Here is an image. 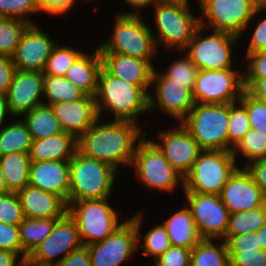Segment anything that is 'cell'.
I'll return each instance as SVG.
<instances>
[{
  "mask_svg": "<svg viewBox=\"0 0 266 266\" xmlns=\"http://www.w3.org/2000/svg\"><path fill=\"white\" fill-rule=\"evenodd\" d=\"M56 266H92L88 247L83 245L73 250Z\"/></svg>",
  "mask_w": 266,
  "mask_h": 266,
  "instance_id": "53",
  "label": "cell"
},
{
  "mask_svg": "<svg viewBox=\"0 0 266 266\" xmlns=\"http://www.w3.org/2000/svg\"><path fill=\"white\" fill-rule=\"evenodd\" d=\"M110 198L68 202V214L75 220L84 246L103 241L125 221H121Z\"/></svg>",
  "mask_w": 266,
  "mask_h": 266,
  "instance_id": "7",
  "label": "cell"
},
{
  "mask_svg": "<svg viewBox=\"0 0 266 266\" xmlns=\"http://www.w3.org/2000/svg\"><path fill=\"white\" fill-rule=\"evenodd\" d=\"M227 251H249L260 249L259 233L248 232L239 236H231L225 241Z\"/></svg>",
  "mask_w": 266,
  "mask_h": 266,
  "instance_id": "49",
  "label": "cell"
},
{
  "mask_svg": "<svg viewBox=\"0 0 266 266\" xmlns=\"http://www.w3.org/2000/svg\"><path fill=\"white\" fill-rule=\"evenodd\" d=\"M69 167V201L111 198L120 177L112 166L76 150L69 160Z\"/></svg>",
  "mask_w": 266,
  "mask_h": 266,
  "instance_id": "5",
  "label": "cell"
},
{
  "mask_svg": "<svg viewBox=\"0 0 266 266\" xmlns=\"http://www.w3.org/2000/svg\"><path fill=\"white\" fill-rule=\"evenodd\" d=\"M266 223V203L255 209L231 213L225 237L239 236L248 232H256Z\"/></svg>",
  "mask_w": 266,
  "mask_h": 266,
  "instance_id": "35",
  "label": "cell"
},
{
  "mask_svg": "<svg viewBox=\"0 0 266 266\" xmlns=\"http://www.w3.org/2000/svg\"><path fill=\"white\" fill-rule=\"evenodd\" d=\"M244 91L252 98L266 102V78L244 79Z\"/></svg>",
  "mask_w": 266,
  "mask_h": 266,
  "instance_id": "54",
  "label": "cell"
},
{
  "mask_svg": "<svg viewBox=\"0 0 266 266\" xmlns=\"http://www.w3.org/2000/svg\"><path fill=\"white\" fill-rule=\"evenodd\" d=\"M181 58L176 57L175 60L171 61L169 63L170 65H167L166 69L162 70L159 69L160 72L167 78L171 79L174 82L184 84L185 87L189 88L191 91L194 88L197 73L199 69L197 66L186 56V54L182 52ZM162 70V71H161Z\"/></svg>",
  "mask_w": 266,
  "mask_h": 266,
  "instance_id": "38",
  "label": "cell"
},
{
  "mask_svg": "<svg viewBox=\"0 0 266 266\" xmlns=\"http://www.w3.org/2000/svg\"><path fill=\"white\" fill-rule=\"evenodd\" d=\"M31 158L25 153L0 156V167L9 192H18L29 183Z\"/></svg>",
  "mask_w": 266,
  "mask_h": 266,
  "instance_id": "31",
  "label": "cell"
},
{
  "mask_svg": "<svg viewBox=\"0 0 266 266\" xmlns=\"http://www.w3.org/2000/svg\"><path fill=\"white\" fill-rule=\"evenodd\" d=\"M206 30L201 26L197 29L193 39L183 50L186 56L199 70L236 69L232 53L235 52L234 46L242 39L226 32Z\"/></svg>",
  "mask_w": 266,
  "mask_h": 266,
  "instance_id": "11",
  "label": "cell"
},
{
  "mask_svg": "<svg viewBox=\"0 0 266 266\" xmlns=\"http://www.w3.org/2000/svg\"><path fill=\"white\" fill-rule=\"evenodd\" d=\"M217 241L202 239L191 251L190 266H230L224 240Z\"/></svg>",
  "mask_w": 266,
  "mask_h": 266,
  "instance_id": "33",
  "label": "cell"
},
{
  "mask_svg": "<svg viewBox=\"0 0 266 266\" xmlns=\"http://www.w3.org/2000/svg\"><path fill=\"white\" fill-rule=\"evenodd\" d=\"M176 123L172 128L159 130L157 140L155 136L151 140L170 165L185 177L203 149L181 123Z\"/></svg>",
  "mask_w": 266,
  "mask_h": 266,
  "instance_id": "17",
  "label": "cell"
},
{
  "mask_svg": "<svg viewBox=\"0 0 266 266\" xmlns=\"http://www.w3.org/2000/svg\"><path fill=\"white\" fill-rule=\"evenodd\" d=\"M87 247L92 266H122L139 251L136 226L126 219L110 236Z\"/></svg>",
  "mask_w": 266,
  "mask_h": 266,
  "instance_id": "14",
  "label": "cell"
},
{
  "mask_svg": "<svg viewBox=\"0 0 266 266\" xmlns=\"http://www.w3.org/2000/svg\"><path fill=\"white\" fill-rule=\"evenodd\" d=\"M88 1H89V2H92L93 0H85L86 4L88 3Z\"/></svg>",
  "mask_w": 266,
  "mask_h": 266,
  "instance_id": "61",
  "label": "cell"
},
{
  "mask_svg": "<svg viewBox=\"0 0 266 266\" xmlns=\"http://www.w3.org/2000/svg\"><path fill=\"white\" fill-rule=\"evenodd\" d=\"M24 220L20 199L16 192L0 195V222L19 225Z\"/></svg>",
  "mask_w": 266,
  "mask_h": 266,
  "instance_id": "43",
  "label": "cell"
},
{
  "mask_svg": "<svg viewBox=\"0 0 266 266\" xmlns=\"http://www.w3.org/2000/svg\"><path fill=\"white\" fill-rule=\"evenodd\" d=\"M77 150V139L62 132L48 138L32 140L31 161H69Z\"/></svg>",
  "mask_w": 266,
  "mask_h": 266,
  "instance_id": "26",
  "label": "cell"
},
{
  "mask_svg": "<svg viewBox=\"0 0 266 266\" xmlns=\"http://www.w3.org/2000/svg\"><path fill=\"white\" fill-rule=\"evenodd\" d=\"M86 94L62 76L44 75L43 104L70 102L81 99Z\"/></svg>",
  "mask_w": 266,
  "mask_h": 266,
  "instance_id": "34",
  "label": "cell"
},
{
  "mask_svg": "<svg viewBox=\"0 0 266 266\" xmlns=\"http://www.w3.org/2000/svg\"><path fill=\"white\" fill-rule=\"evenodd\" d=\"M38 14L36 0H0V17L22 20L29 25L36 24L31 15Z\"/></svg>",
  "mask_w": 266,
  "mask_h": 266,
  "instance_id": "41",
  "label": "cell"
},
{
  "mask_svg": "<svg viewBox=\"0 0 266 266\" xmlns=\"http://www.w3.org/2000/svg\"><path fill=\"white\" fill-rule=\"evenodd\" d=\"M243 59L246 68V72L243 71L244 79L266 78V50L245 54Z\"/></svg>",
  "mask_w": 266,
  "mask_h": 266,
  "instance_id": "46",
  "label": "cell"
},
{
  "mask_svg": "<svg viewBox=\"0 0 266 266\" xmlns=\"http://www.w3.org/2000/svg\"><path fill=\"white\" fill-rule=\"evenodd\" d=\"M15 70L12 58L0 55V94L7 95Z\"/></svg>",
  "mask_w": 266,
  "mask_h": 266,
  "instance_id": "52",
  "label": "cell"
},
{
  "mask_svg": "<svg viewBox=\"0 0 266 266\" xmlns=\"http://www.w3.org/2000/svg\"><path fill=\"white\" fill-rule=\"evenodd\" d=\"M81 49L70 47L69 45H60L58 42L53 47L51 55L49 56L44 75L62 76L64 77L68 69L74 61L83 53Z\"/></svg>",
  "mask_w": 266,
  "mask_h": 266,
  "instance_id": "37",
  "label": "cell"
},
{
  "mask_svg": "<svg viewBox=\"0 0 266 266\" xmlns=\"http://www.w3.org/2000/svg\"><path fill=\"white\" fill-rule=\"evenodd\" d=\"M146 266H148V264ZM149 266H157V265L156 264H152V265L150 264Z\"/></svg>",
  "mask_w": 266,
  "mask_h": 266,
  "instance_id": "62",
  "label": "cell"
},
{
  "mask_svg": "<svg viewBox=\"0 0 266 266\" xmlns=\"http://www.w3.org/2000/svg\"><path fill=\"white\" fill-rule=\"evenodd\" d=\"M19 266H43V265L35 264V263L31 262L28 258H26V259H23L21 261Z\"/></svg>",
  "mask_w": 266,
  "mask_h": 266,
  "instance_id": "60",
  "label": "cell"
},
{
  "mask_svg": "<svg viewBox=\"0 0 266 266\" xmlns=\"http://www.w3.org/2000/svg\"><path fill=\"white\" fill-rule=\"evenodd\" d=\"M251 128L245 106L240 102L229 103L228 151L238 144Z\"/></svg>",
  "mask_w": 266,
  "mask_h": 266,
  "instance_id": "39",
  "label": "cell"
},
{
  "mask_svg": "<svg viewBox=\"0 0 266 266\" xmlns=\"http://www.w3.org/2000/svg\"><path fill=\"white\" fill-rule=\"evenodd\" d=\"M113 21L111 35L97 45L100 52L120 53L157 65V57L161 52L158 51L151 32L153 24L150 26V23H146L143 15L119 13H116Z\"/></svg>",
  "mask_w": 266,
  "mask_h": 266,
  "instance_id": "4",
  "label": "cell"
},
{
  "mask_svg": "<svg viewBox=\"0 0 266 266\" xmlns=\"http://www.w3.org/2000/svg\"><path fill=\"white\" fill-rule=\"evenodd\" d=\"M28 25L19 19L0 17V55L13 56L21 35Z\"/></svg>",
  "mask_w": 266,
  "mask_h": 266,
  "instance_id": "40",
  "label": "cell"
},
{
  "mask_svg": "<svg viewBox=\"0 0 266 266\" xmlns=\"http://www.w3.org/2000/svg\"><path fill=\"white\" fill-rule=\"evenodd\" d=\"M28 185L60 197L69 202V161H31Z\"/></svg>",
  "mask_w": 266,
  "mask_h": 266,
  "instance_id": "21",
  "label": "cell"
},
{
  "mask_svg": "<svg viewBox=\"0 0 266 266\" xmlns=\"http://www.w3.org/2000/svg\"><path fill=\"white\" fill-rule=\"evenodd\" d=\"M146 135L138 142L130 169L134 171L136 182L147 191L175 193L184 190V177L176 171L164 157L162 151ZM134 169V170H133ZM179 185V186H178ZM181 186V187H180Z\"/></svg>",
  "mask_w": 266,
  "mask_h": 266,
  "instance_id": "6",
  "label": "cell"
},
{
  "mask_svg": "<svg viewBox=\"0 0 266 266\" xmlns=\"http://www.w3.org/2000/svg\"><path fill=\"white\" fill-rule=\"evenodd\" d=\"M189 3V0H163L152 8L155 31L151 28V32L158 51L162 46L167 52L172 49L182 52L193 39L200 27V18L193 14L196 10H192Z\"/></svg>",
  "mask_w": 266,
  "mask_h": 266,
  "instance_id": "3",
  "label": "cell"
},
{
  "mask_svg": "<svg viewBox=\"0 0 266 266\" xmlns=\"http://www.w3.org/2000/svg\"><path fill=\"white\" fill-rule=\"evenodd\" d=\"M0 249L17 253L22 259L28 257L20 242L19 225L0 222Z\"/></svg>",
  "mask_w": 266,
  "mask_h": 266,
  "instance_id": "45",
  "label": "cell"
},
{
  "mask_svg": "<svg viewBox=\"0 0 266 266\" xmlns=\"http://www.w3.org/2000/svg\"><path fill=\"white\" fill-rule=\"evenodd\" d=\"M9 192L5 183V178L0 167V195Z\"/></svg>",
  "mask_w": 266,
  "mask_h": 266,
  "instance_id": "59",
  "label": "cell"
},
{
  "mask_svg": "<svg viewBox=\"0 0 266 266\" xmlns=\"http://www.w3.org/2000/svg\"><path fill=\"white\" fill-rule=\"evenodd\" d=\"M241 69V71H240ZM244 69L199 70L192 95L195 103L238 102L244 92Z\"/></svg>",
  "mask_w": 266,
  "mask_h": 266,
  "instance_id": "12",
  "label": "cell"
},
{
  "mask_svg": "<svg viewBox=\"0 0 266 266\" xmlns=\"http://www.w3.org/2000/svg\"><path fill=\"white\" fill-rule=\"evenodd\" d=\"M102 67L111 75L140 88H151L155 65L148 60L115 52H100Z\"/></svg>",
  "mask_w": 266,
  "mask_h": 266,
  "instance_id": "23",
  "label": "cell"
},
{
  "mask_svg": "<svg viewBox=\"0 0 266 266\" xmlns=\"http://www.w3.org/2000/svg\"><path fill=\"white\" fill-rule=\"evenodd\" d=\"M239 101L247 110L251 128L266 132V102L252 98L245 91Z\"/></svg>",
  "mask_w": 266,
  "mask_h": 266,
  "instance_id": "44",
  "label": "cell"
},
{
  "mask_svg": "<svg viewBox=\"0 0 266 266\" xmlns=\"http://www.w3.org/2000/svg\"><path fill=\"white\" fill-rule=\"evenodd\" d=\"M57 42L38 24L28 25L11 57L15 68L43 72Z\"/></svg>",
  "mask_w": 266,
  "mask_h": 266,
  "instance_id": "18",
  "label": "cell"
},
{
  "mask_svg": "<svg viewBox=\"0 0 266 266\" xmlns=\"http://www.w3.org/2000/svg\"><path fill=\"white\" fill-rule=\"evenodd\" d=\"M17 195L26 218H62L68 211V205L60 197L30 185Z\"/></svg>",
  "mask_w": 266,
  "mask_h": 266,
  "instance_id": "24",
  "label": "cell"
},
{
  "mask_svg": "<svg viewBox=\"0 0 266 266\" xmlns=\"http://www.w3.org/2000/svg\"><path fill=\"white\" fill-rule=\"evenodd\" d=\"M170 212V217L162 223L166 227L171 246L193 249L202 239L196 230L190 209L184 203L181 209Z\"/></svg>",
  "mask_w": 266,
  "mask_h": 266,
  "instance_id": "27",
  "label": "cell"
},
{
  "mask_svg": "<svg viewBox=\"0 0 266 266\" xmlns=\"http://www.w3.org/2000/svg\"><path fill=\"white\" fill-rule=\"evenodd\" d=\"M32 140L44 139L64 132L50 105L41 104L21 116Z\"/></svg>",
  "mask_w": 266,
  "mask_h": 266,
  "instance_id": "29",
  "label": "cell"
},
{
  "mask_svg": "<svg viewBox=\"0 0 266 266\" xmlns=\"http://www.w3.org/2000/svg\"><path fill=\"white\" fill-rule=\"evenodd\" d=\"M183 194L200 238L222 240L226 234L230 212L223 204L220 195Z\"/></svg>",
  "mask_w": 266,
  "mask_h": 266,
  "instance_id": "13",
  "label": "cell"
},
{
  "mask_svg": "<svg viewBox=\"0 0 266 266\" xmlns=\"http://www.w3.org/2000/svg\"><path fill=\"white\" fill-rule=\"evenodd\" d=\"M230 266H266V251H227Z\"/></svg>",
  "mask_w": 266,
  "mask_h": 266,
  "instance_id": "47",
  "label": "cell"
},
{
  "mask_svg": "<svg viewBox=\"0 0 266 266\" xmlns=\"http://www.w3.org/2000/svg\"><path fill=\"white\" fill-rule=\"evenodd\" d=\"M82 246L76 222L67 212L57 220L51 234L27 258L38 265L56 266L70 252Z\"/></svg>",
  "mask_w": 266,
  "mask_h": 266,
  "instance_id": "16",
  "label": "cell"
},
{
  "mask_svg": "<svg viewBox=\"0 0 266 266\" xmlns=\"http://www.w3.org/2000/svg\"><path fill=\"white\" fill-rule=\"evenodd\" d=\"M125 4L129 7L130 9L134 11H122L118 12L119 14H126V15H142L141 13L143 12L144 9H148V7H154L157 3L163 1V0H124Z\"/></svg>",
  "mask_w": 266,
  "mask_h": 266,
  "instance_id": "55",
  "label": "cell"
},
{
  "mask_svg": "<svg viewBox=\"0 0 266 266\" xmlns=\"http://www.w3.org/2000/svg\"><path fill=\"white\" fill-rule=\"evenodd\" d=\"M60 218H26L19 224L22 249L29 255L52 232Z\"/></svg>",
  "mask_w": 266,
  "mask_h": 266,
  "instance_id": "32",
  "label": "cell"
},
{
  "mask_svg": "<svg viewBox=\"0 0 266 266\" xmlns=\"http://www.w3.org/2000/svg\"><path fill=\"white\" fill-rule=\"evenodd\" d=\"M143 211L136 212L135 215L130 217L134 222L137 233H138V248L141 247L140 251L144 257L153 258V262L160 257L167 249L171 247L170 238L168 236L166 227L163 223L155 224L151 229L146 230L145 234H142V223H143Z\"/></svg>",
  "mask_w": 266,
  "mask_h": 266,
  "instance_id": "28",
  "label": "cell"
},
{
  "mask_svg": "<svg viewBox=\"0 0 266 266\" xmlns=\"http://www.w3.org/2000/svg\"><path fill=\"white\" fill-rule=\"evenodd\" d=\"M32 138L22 118L13 117L0 128V156L11 153L29 154Z\"/></svg>",
  "mask_w": 266,
  "mask_h": 266,
  "instance_id": "30",
  "label": "cell"
},
{
  "mask_svg": "<svg viewBox=\"0 0 266 266\" xmlns=\"http://www.w3.org/2000/svg\"><path fill=\"white\" fill-rule=\"evenodd\" d=\"M22 260L17 253L0 249V266H19Z\"/></svg>",
  "mask_w": 266,
  "mask_h": 266,
  "instance_id": "56",
  "label": "cell"
},
{
  "mask_svg": "<svg viewBox=\"0 0 266 266\" xmlns=\"http://www.w3.org/2000/svg\"><path fill=\"white\" fill-rule=\"evenodd\" d=\"M94 50L90 55L84 51L74 61L64 76L86 95L92 97H95L98 75L102 67V59L98 46Z\"/></svg>",
  "mask_w": 266,
  "mask_h": 266,
  "instance_id": "25",
  "label": "cell"
},
{
  "mask_svg": "<svg viewBox=\"0 0 266 266\" xmlns=\"http://www.w3.org/2000/svg\"><path fill=\"white\" fill-rule=\"evenodd\" d=\"M257 232L259 233L260 249L266 251V223Z\"/></svg>",
  "mask_w": 266,
  "mask_h": 266,
  "instance_id": "58",
  "label": "cell"
},
{
  "mask_svg": "<svg viewBox=\"0 0 266 266\" xmlns=\"http://www.w3.org/2000/svg\"><path fill=\"white\" fill-rule=\"evenodd\" d=\"M106 120L99 118L77 139V150L122 174L121 168L131 166L136 146L146 135L145 127L131 121Z\"/></svg>",
  "mask_w": 266,
  "mask_h": 266,
  "instance_id": "1",
  "label": "cell"
},
{
  "mask_svg": "<svg viewBox=\"0 0 266 266\" xmlns=\"http://www.w3.org/2000/svg\"><path fill=\"white\" fill-rule=\"evenodd\" d=\"M265 0H198L200 26L242 38L244 29ZM244 34V35H243Z\"/></svg>",
  "mask_w": 266,
  "mask_h": 266,
  "instance_id": "10",
  "label": "cell"
},
{
  "mask_svg": "<svg viewBox=\"0 0 266 266\" xmlns=\"http://www.w3.org/2000/svg\"><path fill=\"white\" fill-rule=\"evenodd\" d=\"M156 69L157 67L154 69L151 84L153 94L149 93V113L158 108L163 115L166 114L180 123L195 105L192 91L184 84L167 79Z\"/></svg>",
  "mask_w": 266,
  "mask_h": 266,
  "instance_id": "15",
  "label": "cell"
},
{
  "mask_svg": "<svg viewBox=\"0 0 266 266\" xmlns=\"http://www.w3.org/2000/svg\"><path fill=\"white\" fill-rule=\"evenodd\" d=\"M223 204L230 214L263 206L266 199L244 167H237L220 193Z\"/></svg>",
  "mask_w": 266,
  "mask_h": 266,
  "instance_id": "19",
  "label": "cell"
},
{
  "mask_svg": "<svg viewBox=\"0 0 266 266\" xmlns=\"http://www.w3.org/2000/svg\"><path fill=\"white\" fill-rule=\"evenodd\" d=\"M76 3L78 0H36L39 13L55 17L70 14L69 11L75 7Z\"/></svg>",
  "mask_w": 266,
  "mask_h": 266,
  "instance_id": "50",
  "label": "cell"
},
{
  "mask_svg": "<svg viewBox=\"0 0 266 266\" xmlns=\"http://www.w3.org/2000/svg\"><path fill=\"white\" fill-rule=\"evenodd\" d=\"M60 121L64 132L78 139L98 119L95 98L85 95L70 102H58L50 105Z\"/></svg>",
  "mask_w": 266,
  "mask_h": 266,
  "instance_id": "22",
  "label": "cell"
},
{
  "mask_svg": "<svg viewBox=\"0 0 266 266\" xmlns=\"http://www.w3.org/2000/svg\"><path fill=\"white\" fill-rule=\"evenodd\" d=\"M266 11V0L257 8V10L254 13V16L252 17V19L250 20V22L248 23V25L245 27L244 32L249 33L248 31L251 32V30L249 29H253V31L251 32L250 38L248 37L247 40L248 42L246 43V50L245 53L243 54H250V53H254L256 51H261V50H266V16L265 18L262 16V19H257L260 15L261 12ZM257 17V18H256ZM256 19V21H258V23H256V21H254ZM252 21L255 22V26H250V24L252 23ZM253 27V28H250Z\"/></svg>",
  "mask_w": 266,
  "mask_h": 266,
  "instance_id": "42",
  "label": "cell"
},
{
  "mask_svg": "<svg viewBox=\"0 0 266 266\" xmlns=\"http://www.w3.org/2000/svg\"><path fill=\"white\" fill-rule=\"evenodd\" d=\"M232 154L235 157L236 162L239 161V156H242L245 159H241L242 161L246 162H243L244 165L239 164V167L240 165L241 167H244L246 164L254 160L265 159L266 132H261L255 128H250L249 131L238 142V144L233 148Z\"/></svg>",
  "mask_w": 266,
  "mask_h": 266,
  "instance_id": "36",
  "label": "cell"
},
{
  "mask_svg": "<svg viewBox=\"0 0 266 266\" xmlns=\"http://www.w3.org/2000/svg\"><path fill=\"white\" fill-rule=\"evenodd\" d=\"M150 91L151 88L127 83L101 67L94 97L99 118L104 119L107 113L110 114V120L131 121L141 125L139 116L149 112Z\"/></svg>",
  "mask_w": 266,
  "mask_h": 266,
  "instance_id": "2",
  "label": "cell"
},
{
  "mask_svg": "<svg viewBox=\"0 0 266 266\" xmlns=\"http://www.w3.org/2000/svg\"><path fill=\"white\" fill-rule=\"evenodd\" d=\"M13 117L9 109L7 96L0 94V128L8 122V119L11 120Z\"/></svg>",
  "mask_w": 266,
  "mask_h": 266,
  "instance_id": "57",
  "label": "cell"
},
{
  "mask_svg": "<svg viewBox=\"0 0 266 266\" xmlns=\"http://www.w3.org/2000/svg\"><path fill=\"white\" fill-rule=\"evenodd\" d=\"M190 248L171 246L153 263L157 266H190Z\"/></svg>",
  "mask_w": 266,
  "mask_h": 266,
  "instance_id": "48",
  "label": "cell"
},
{
  "mask_svg": "<svg viewBox=\"0 0 266 266\" xmlns=\"http://www.w3.org/2000/svg\"><path fill=\"white\" fill-rule=\"evenodd\" d=\"M229 104L195 103L180 122L203 150L228 151Z\"/></svg>",
  "mask_w": 266,
  "mask_h": 266,
  "instance_id": "8",
  "label": "cell"
},
{
  "mask_svg": "<svg viewBox=\"0 0 266 266\" xmlns=\"http://www.w3.org/2000/svg\"><path fill=\"white\" fill-rule=\"evenodd\" d=\"M238 163L231 151L203 150L184 177L183 193L220 195Z\"/></svg>",
  "mask_w": 266,
  "mask_h": 266,
  "instance_id": "9",
  "label": "cell"
},
{
  "mask_svg": "<svg viewBox=\"0 0 266 266\" xmlns=\"http://www.w3.org/2000/svg\"><path fill=\"white\" fill-rule=\"evenodd\" d=\"M266 199V158L249 162L244 166Z\"/></svg>",
  "mask_w": 266,
  "mask_h": 266,
  "instance_id": "51",
  "label": "cell"
},
{
  "mask_svg": "<svg viewBox=\"0 0 266 266\" xmlns=\"http://www.w3.org/2000/svg\"><path fill=\"white\" fill-rule=\"evenodd\" d=\"M43 80V72L15 70L6 95L12 116L21 117L43 104Z\"/></svg>",
  "mask_w": 266,
  "mask_h": 266,
  "instance_id": "20",
  "label": "cell"
}]
</instances>
